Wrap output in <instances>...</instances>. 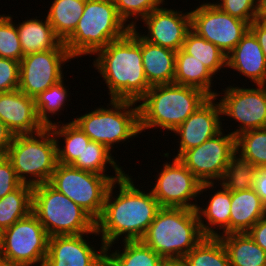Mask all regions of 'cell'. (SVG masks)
<instances>
[{
	"mask_svg": "<svg viewBox=\"0 0 266 266\" xmlns=\"http://www.w3.org/2000/svg\"><path fill=\"white\" fill-rule=\"evenodd\" d=\"M137 186L125 173L111 183L106 193L102 214L95 221L97 235L106 249H112L121 239L141 240L161 208L151 190L145 192Z\"/></svg>",
	"mask_w": 266,
	"mask_h": 266,
	"instance_id": "6da1fadb",
	"label": "cell"
},
{
	"mask_svg": "<svg viewBox=\"0 0 266 266\" xmlns=\"http://www.w3.org/2000/svg\"><path fill=\"white\" fill-rule=\"evenodd\" d=\"M137 28L94 54L93 67L102 75L109 99L138 102L151 88L145 77Z\"/></svg>",
	"mask_w": 266,
	"mask_h": 266,
	"instance_id": "7a4b0ae2",
	"label": "cell"
},
{
	"mask_svg": "<svg viewBox=\"0 0 266 266\" xmlns=\"http://www.w3.org/2000/svg\"><path fill=\"white\" fill-rule=\"evenodd\" d=\"M208 98L202 90L191 86L175 83L151 86L137 102L140 132L158 127L173 132Z\"/></svg>",
	"mask_w": 266,
	"mask_h": 266,
	"instance_id": "3957f363",
	"label": "cell"
},
{
	"mask_svg": "<svg viewBox=\"0 0 266 266\" xmlns=\"http://www.w3.org/2000/svg\"><path fill=\"white\" fill-rule=\"evenodd\" d=\"M204 237L196 209L161 207L141 241L171 260L183 259Z\"/></svg>",
	"mask_w": 266,
	"mask_h": 266,
	"instance_id": "277c9868",
	"label": "cell"
},
{
	"mask_svg": "<svg viewBox=\"0 0 266 266\" xmlns=\"http://www.w3.org/2000/svg\"><path fill=\"white\" fill-rule=\"evenodd\" d=\"M131 27L119 16L113 0H86L74 32L63 42L72 58L94 55L123 37Z\"/></svg>",
	"mask_w": 266,
	"mask_h": 266,
	"instance_id": "5b68a950",
	"label": "cell"
},
{
	"mask_svg": "<svg viewBox=\"0 0 266 266\" xmlns=\"http://www.w3.org/2000/svg\"><path fill=\"white\" fill-rule=\"evenodd\" d=\"M107 107L95 108L72 118L76 126L92 141L103 144L110 152L116 144L130 142L141 134L138 104L131 100L109 99ZM110 106V107H109Z\"/></svg>",
	"mask_w": 266,
	"mask_h": 266,
	"instance_id": "8992f818",
	"label": "cell"
},
{
	"mask_svg": "<svg viewBox=\"0 0 266 266\" xmlns=\"http://www.w3.org/2000/svg\"><path fill=\"white\" fill-rule=\"evenodd\" d=\"M32 213L49 237L78 234L97 236L95 220L49 183L33 186Z\"/></svg>",
	"mask_w": 266,
	"mask_h": 266,
	"instance_id": "52a82bcc",
	"label": "cell"
},
{
	"mask_svg": "<svg viewBox=\"0 0 266 266\" xmlns=\"http://www.w3.org/2000/svg\"><path fill=\"white\" fill-rule=\"evenodd\" d=\"M22 184L48 183L58 164L57 143L49 127L35 134L14 135L5 155Z\"/></svg>",
	"mask_w": 266,
	"mask_h": 266,
	"instance_id": "ba28073f",
	"label": "cell"
},
{
	"mask_svg": "<svg viewBox=\"0 0 266 266\" xmlns=\"http://www.w3.org/2000/svg\"><path fill=\"white\" fill-rule=\"evenodd\" d=\"M48 183L96 221L102 214L105 196L112 181L107 176L58 163Z\"/></svg>",
	"mask_w": 266,
	"mask_h": 266,
	"instance_id": "9c48e42d",
	"label": "cell"
},
{
	"mask_svg": "<svg viewBox=\"0 0 266 266\" xmlns=\"http://www.w3.org/2000/svg\"><path fill=\"white\" fill-rule=\"evenodd\" d=\"M48 240L46 230L31 212L4 229L0 260L23 266H43Z\"/></svg>",
	"mask_w": 266,
	"mask_h": 266,
	"instance_id": "30bf717a",
	"label": "cell"
},
{
	"mask_svg": "<svg viewBox=\"0 0 266 266\" xmlns=\"http://www.w3.org/2000/svg\"><path fill=\"white\" fill-rule=\"evenodd\" d=\"M155 179L154 187L149 190L160 207L196 209V199L207 189L214 192L217 187L215 183H202L178 158L165 162Z\"/></svg>",
	"mask_w": 266,
	"mask_h": 266,
	"instance_id": "8fae6325",
	"label": "cell"
},
{
	"mask_svg": "<svg viewBox=\"0 0 266 266\" xmlns=\"http://www.w3.org/2000/svg\"><path fill=\"white\" fill-rule=\"evenodd\" d=\"M191 30L228 55L250 29L246 21L232 17L213 2H204L190 11Z\"/></svg>",
	"mask_w": 266,
	"mask_h": 266,
	"instance_id": "7c38bea8",
	"label": "cell"
},
{
	"mask_svg": "<svg viewBox=\"0 0 266 266\" xmlns=\"http://www.w3.org/2000/svg\"><path fill=\"white\" fill-rule=\"evenodd\" d=\"M73 58L61 42L56 48L23 56L18 89L31 98L64 79L63 65Z\"/></svg>",
	"mask_w": 266,
	"mask_h": 266,
	"instance_id": "4fadbf2b",
	"label": "cell"
},
{
	"mask_svg": "<svg viewBox=\"0 0 266 266\" xmlns=\"http://www.w3.org/2000/svg\"><path fill=\"white\" fill-rule=\"evenodd\" d=\"M252 86L242 88L233 84L225 90L222 88L224 92L219 100L222 118L228 116L239 123L238 128L230 132L235 137L247 130L266 128V85Z\"/></svg>",
	"mask_w": 266,
	"mask_h": 266,
	"instance_id": "5bb4252c",
	"label": "cell"
},
{
	"mask_svg": "<svg viewBox=\"0 0 266 266\" xmlns=\"http://www.w3.org/2000/svg\"><path fill=\"white\" fill-rule=\"evenodd\" d=\"M236 150V137L224 129L203 144L185 151L178 159L202 183H219ZM217 180V181H216Z\"/></svg>",
	"mask_w": 266,
	"mask_h": 266,
	"instance_id": "9a60e30c",
	"label": "cell"
},
{
	"mask_svg": "<svg viewBox=\"0 0 266 266\" xmlns=\"http://www.w3.org/2000/svg\"><path fill=\"white\" fill-rule=\"evenodd\" d=\"M148 31L139 35L149 43L174 51L182 48L187 33L191 30L190 12L167 9L162 5L141 20Z\"/></svg>",
	"mask_w": 266,
	"mask_h": 266,
	"instance_id": "2e32d148",
	"label": "cell"
},
{
	"mask_svg": "<svg viewBox=\"0 0 266 266\" xmlns=\"http://www.w3.org/2000/svg\"><path fill=\"white\" fill-rule=\"evenodd\" d=\"M216 99V97H209L172 132L179 138L177 141L179 150L177 149L174 158H179L185 151L203 144L223 130L224 118H221V107Z\"/></svg>",
	"mask_w": 266,
	"mask_h": 266,
	"instance_id": "e0dca14e",
	"label": "cell"
},
{
	"mask_svg": "<svg viewBox=\"0 0 266 266\" xmlns=\"http://www.w3.org/2000/svg\"><path fill=\"white\" fill-rule=\"evenodd\" d=\"M89 234L49 237L48 253L43 266H99L106 259V247L96 250L87 238ZM89 241V242H87Z\"/></svg>",
	"mask_w": 266,
	"mask_h": 266,
	"instance_id": "ac0fdd59",
	"label": "cell"
},
{
	"mask_svg": "<svg viewBox=\"0 0 266 266\" xmlns=\"http://www.w3.org/2000/svg\"><path fill=\"white\" fill-rule=\"evenodd\" d=\"M0 121L14 135L35 134L45 128L37 116L34 98L19 89L0 93Z\"/></svg>",
	"mask_w": 266,
	"mask_h": 266,
	"instance_id": "d6986e66",
	"label": "cell"
},
{
	"mask_svg": "<svg viewBox=\"0 0 266 266\" xmlns=\"http://www.w3.org/2000/svg\"><path fill=\"white\" fill-rule=\"evenodd\" d=\"M227 68L256 85H266V59L257 37L249 29L227 55Z\"/></svg>",
	"mask_w": 266,
	"mask_h": 266,
	"instance_id": "ffe728a7",
	"label": "cell"
},
{
	"mask_svg": "<svg viewBox=\"0 0 266 266\" xmlns=\"http://www.w3.org/2000/svg\"><path fill=\"white\" fill-rule=\"evenodd\" d=\"M219 185L221 186L220 189L213 195L211 194V197L209 196L206 207L202 204L201 207L198 205L196 208L200 227L205 237H219L229 234L231 191L222 184L217 186Z\"/></svg>",
	"mask_w": 266,
	"mask_h": 266,
	"instance_id": "44dd1931",
	"label": "cell"
},
{
	"mask_svg": "<svg viewBox=\"0 0 266 266\" xmlns=\"http://www.w3.org/2000/svg\"><path fill=\"white\" fill-rule=\"evenodd\" d=\"M264 216L266 206L253 188L231 191L229 234L247 233Z\"/></svg>",
	"mask_w": 266,
	"mask_h": 266,
	"instance_id": "7402d4cb",
	"label": "cell"
},
{
	"mask_svg": "<svg viewBox=\"0 0 266 266\" xmlns=\"http://www.w3.org/2000/svg\"><path fill=\"white\" fill-rule=\"evenodd\" d=\"M141 54L150 86L174 83L176 51L149 43L141 37Z\"/></svg>",
	"mask_w": 266,
	"mask_h": 266,
	"instance_id": "603a6c76",
	"label": "cell"
},
{
	"mask_svg": "<svg viewBox=\"0 0 266 266\" xmlns=\"http://www.w3.org/2000/svg\"><path fill=\"white\" fill-rule=\"evenodd\" d=\"M214 74L201 62L185 53L182 49L176 52L174 83L198 88L209 97H220V93L213 91Z\"/></svg>",
	"mask_w": 266,
	"mask_h": 266,
	"instance_id": "cb8c5ba5",
	"label": "cell"
},
{
	"mask_svg": "<svg viewBox=\"0 0 266 266\" xmlns=\"http://www.w3.org/2000/svg\"><path fill=\"white\" fill-rule=\"evenodd\" d=\"M45 20V21H43ZM23 56L56 48L62 41L54 33L53 27L45 19H26L16 25Z\"/></svg>",
	"mask_w": 266,
	"mask_h": 266,
	"instance_id": "d4e9b609",
	"label": "cell"
},
{
	"mask_svg": "<svg viewBox=\"0 0 266 266\" xmlns=\"http://www.w3.org/2000/svg\"><path fill=\"white\" fill-rule=\"evenodd\" d=\"M219 238L227 251L230 266H266V251L248 233H231Z\"/></svg>",
	"mask_w": 266,
	"mask_h": 266,
	"instance_id": "484cf974",
	"label": "cell"
},
{
	"mask_svg": "<svg viewBox=\"0 0 266 266\" xmlns=\"http://www.w3.org/2000/svg\"><path fill=\"white\" fill-rule=\"evenodd\" d=\"M57 143V161L65 165H72L82 155L84 147L88 146L90 138L80 130L73 121L66 124L58 121L49 126ZM63 138V146L59 143ZM60 144V145H59ZM62 146V148H61Z\"/></svg>",
	"mask_w": 266,
	"mask_h": 266,
	"instance_id": "4316f807",
	"label": "cell"
},
{
	"mask_svg": "<svg viewBox=\"0 0 266 266\" xmlns=\"http://www.w3.org/2000/svg\"><path fill=\"white\" fill-rule=\"evenodd\" d=\"M86 0H53L47 19L56 36L64 42L75 30L85 8Z\"/></svg>",
	"mask_w": 266,
	"mask_h": 266,
	"instance_id": "83f0119b",
	"label": "cell"
},
{
	"mask_svg": "<svg viewBox=\"0 0 266 266\" xmlns=\"http://www.w3.org/2000/svg\"><path fill=\"white\" fill-rule=\"evenodd\" d=\"M112 153L101 143L90 140L88 146L84 147L81 157H79L72 166L83 171L92 172L107 176L112 182L120 179L125 171L114 159ZM107 164L114 170L115 176L107 175Z\"/></svg>",
	"mask_w": 266,
	"mask_h": 266,
	"instance_id": "f1b7e54d",
	"label": "cell"
},
{
	"mask_svg": "<svg viewBox=\"0 0 266 266\" xmlns=\"http://www.w3.org/2000/svg\"><path fill=\"white\" fill-rule=\"evenodd\" d=\"M122 243V252L120 249H115V252L106 249V259L113 266H161L164 261L141 240L122 241L120 244Z\"/></svg>",
	"mask_w": 266,
	"mask_h": 266,
	"instance_id": "f546056e",
	"label": "cell"
},
{
	"mask_svg": "<svg viewBox=\"0 0 266 266\" xmlns=\"http://www.w3.org/2000/svg\"><path fill=\"white\" fill-rule=\"evenodd\" d=\"M33 186L22 184L0 199V227L7 229L32 212Z\"/></svg>",
	"mask_w": 266,
	"mask_h": 266,
	"instance_id": "4dcf8cb0",
	"label": "cell"
},
{
	"mask_svg": "<svg viewBox=\"0 0 266 266\" xmlns=\"http://www.w3.org/2000/svg\"><path fill=\"white\" fill-rule=\"evenodd\" d=\"M181 49L201 61L215 76L221 69L227 68V55L192 30L187 33Z\"/></svg>",
	"mask_w": 266,
	"mask_h": 266,
	"instance_id": "1f68e13d",
	"label": "cell"
},
{
	"mask_svg": "<svg viewBox=\"0 0 266 266\" xmlns=\"http://www.w3.org/2000/svg\"><path fill=\"white\" fill-rule=\"evenodd\" d=\"M257 167L235 150L229 161L222 180L219 182L229 191H242L253 188Z\"/></svg>",
	"mask_w": 266,
	"mask_h": 266,
	"instance_id": "d6a6232c",
	"label": "cell"
},
{
	"mask_svg": "<svg viewBox=\"0 0 266 266\" xmlns=\"http://www.w3.org/2000/svg\"><path fill=\"white\" fill-rule=\"evenodd\" d=\"M183 260L187 266H230L227 251L219 237H204Z\"/></svg>",
	"mask_w": 266,
	"mask_h": 266,
	"instance_id": "836d02e7",
	"label": "cell"
},
{
	"mask_svg": "<svg viewBox=\"0 0 266 266\" xmlns=\"http://www.w3.org/2000/svg\"><path fill=\"white\" fill-rule=\"evenodd\" d=\"M64 85L62 79L34 98L37 116L45 127L55 124V121H51V117L64 111L65 106H67L65 103L69 91L66 89L68 86Z\"/></svg>",
	"mask_w": 266,
	"mask_h": 266,
	"instance_id": "e575fe53",
	"label": "cell"
},
{
	"mask_svg": "<svg viewBox=\"0 0 266 266\" xmlns=\"http://www.w3.org/2000/svg\"><path fill=\"white\" fill-rule=\"evenodd\" d=\"M236 150L257 168H266V128L247 130L237 135Z\"/></svg>",
	"mask_w": 266,
	"mask_h": 266,
	"instance_id": "d590c367",
	"label": "cell"
},
{
	"mask_svg": "<svg viewBox=\"0 0 266 266\" xmlns=\"http://www.w3.org/2000/svg\"><path fill=\"white\" fill-rule=\"evenodd\" d=\"M0 15V57L20 62L23 50L12 15Z\"/></svg>",
	"mask_w": 266,
	"mask_h": 266,
	"instance_id": "8d00e7d4",
	"label": "cell"
},
{
	"mask_svg": "<svg viewBox=\"0 0 266 266\" xmlns=\"http://www.w3.org/2000/svg\"><path fill=\"white\" fill-rule=\"evenodd\" d=\"M113 1L119 16L131 28L136 27L137 25L136 21L138 20L141 21V19L146 17L153 10L165 4L163 3L165 2V0H113ZM129 20H131V22Z\"/></svg>",
	"mask_w": 266,
	"mask_h": 266,
	"instance_id": "74e56055",
	"label": "cell"
},
{
	"mask_svg": "<svg viewBox=\"0 0 266 266\" xmlns=\"http://www.w3.org/2000/svg\"><path fill=\"white\" fill-rule=\"evenodd\" d=\"M213 3L232 17L246 21L249 24L258 19V0H218V2L216 0Z\"/></svg>",
	"mask_w": 266,
	"mask_h": 266,
	"instance_id": "f35d334b",
	"label": "cell"
},
{
	"mask_svg": "<svg viewBox=\"0 0 266 266\" xmlns=\"http://www.w3.org/2000/svg\"><path fill=\"white\" fill-rule=\"evenodd\" d=\"M20 62L0 57V93L19 87Z\"/></svg>",
	"mask_w": 266,
	"mask_h": 266,
	"instance_id": "ab89813d",
	"label": "cell"
},
{
	"mask_svg": "<svg viewBox=\"0 0 266 266\" xmlns=\"http://www.w3.org/2000/svg\"><path fill=\"white\" fill-rule=\"evenodd\" d=\"M21 185L11 161L5 155H0V199Z\"/></svg>",
	"mask_w": 266,
	"mask_h": 266,
	"instance_id": "60d3db41",
	"label": "cell"
},
{
	"mask_svg": "<svg viewBox=\"0 0 266 266\" xmlns=\"http://www.w3.org/2000/svg\"><path fill=\"white\" fill-rule=\"evenodd\" d=\"M247 233L257 245L266 251V216L261 218Z\"/></svg>",
	"mask_w": 266,
	"mask_h": 266,
	"instance_id": "b9f144b4",
	"label": "cell"
},
{
	"mask_svg": "<svg viewBox=\"0 0 266 266\" xmlns=\"http://www.w3.org/2000/svg\"><path fill=\"white\" fill-rule=\"evenodd\" d=\"M253 189L266 206V168H258L255 174Z\"/></svg>",
	"mask_w": 266,
	"mask_h": 266,
	"instance_id": "7bdbcfd3",
	"label": "cell"
},
{
	"mask_svg": "<svg viewBox=\"0 0 266 266\" xmlns=\"http://www.w3.org/2000/svg\"><path fill=\"white\" fill-rule=\"evenodd\" d=\"M250 30L257 37L266 59V22L256 19L250 24Z\"/></svg>",
	"mask_w": 266,
	"mask_h": 266,
	"instance_id": "ee69618b",
	"label": "cell"
},
{
	"mask_svg": "<svg viewBox=\"0 0 266 266\" xmlns=\"http://www.w3.org/2000/svg\"><path fill=\"white\" fill-rule=\"evenodd\" d=\"M14 134L8 127L0 121V155H6L10 147Z\"/></svg>",
	"mask_w": 266,
	"mask_h": 266,
	"instance_id": "f6af8a7d",
	"label": "cell"
},
{
	"mask_svg": "<svg viewBox=\"0 0 266 266\" xmlns=\"http://www.w3.org/2000/svg\"><path fill=\"white\" fill-rule=\"evenodd\" d=\"M161 266H187L183 259L164 260Z\"/></svg>",
	"mask_w": 266,
	"mask_h": 266,
	"instance_id": "bcb514c9",
	"label": "cell"
},
{
	"mask_svg": "<svg viewBox=\"0 0 266 266\" xmlns=\"http://www.w3.org/2000/svg\"><path fill=\"white\" fill-rule=\"evenodd\" d=\"M258 19L266 22V0L259 1Z\"/></svg>",
	"mask_w": 266,
	"mask_h": 266,
	"instance_id": "7dc6e473",
	"label": "cell"
},
{
	"mask_svg": "<svg viewBox=\"0 0 266 266\" xmlns=\"http://www.w3.org/2000/svg\"><path fill=\"white\" fill-rule=\"evenodd\" d=\"M0 266H23V265L8 263V262L0 260Z\"/></svg>",
	"mask_w": 266,
	"mask_h": 266,
	"instance_id": "c3c4849f",
	"label": "cell"
},
{
	"mask_svg": "<svg viewBox=\"0 0 266 266\" xmlns=\"http://www.w3.org/2000/svg\"><path fill=\"white\" fill-rule=\"evenodd\" d=\"M3 234H4V229H2L0 227V249H1L2 243H3Z\"/></svg>",
	"mask_w": 266,
	"mask_h": 266,
	"instance_id": "681fc988",
	"label": "cell"
},
{
	"mask_svg": "<svg viewBox=\"0 0 266 266\" xmlns=\"http://www.w3.org/2000/svg\"><path fill=\"white\" fill-rule=\"evenodd\" d=\"M99 266H113L107 259H105Z\"/></svg>",
	"mask_w": 266,
	"mask_h": 266,
	"instance_id": "f907efd6",
	"label": "cell"
}]
</instances>
